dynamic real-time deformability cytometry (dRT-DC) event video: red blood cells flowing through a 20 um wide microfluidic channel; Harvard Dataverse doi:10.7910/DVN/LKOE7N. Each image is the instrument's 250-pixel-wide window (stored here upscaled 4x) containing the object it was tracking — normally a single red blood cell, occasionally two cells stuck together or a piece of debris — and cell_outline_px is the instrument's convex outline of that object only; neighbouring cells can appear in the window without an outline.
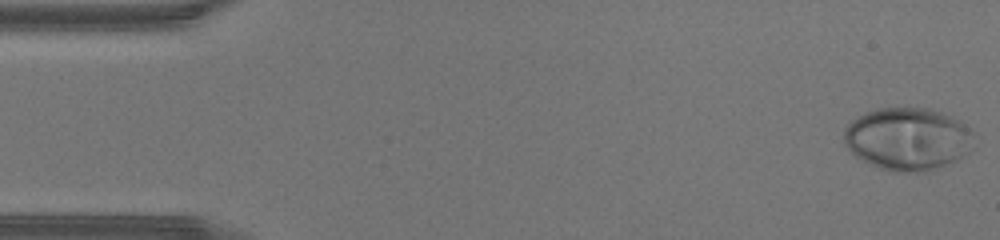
{"species": "human", "species_latin": "Homo sapiens", "temperature_condition": "warm", "stored_images_in_passage": 44, "camera_frame_rate_fps": 3000, "um_per_image_px": 0.085, "donor": {"sex": "male"}, "frame": {"image": 1, "passage_image": 1, "time_ms": 0.0, "image_size_px": [1000, 240], "cell_outline_px": [[972, 132], [968, 152], [956, 160], [932, 172], [892, 172], [880, 168], [856, 156], [844, 144], [844, 132], [848, 124], [852, 120], [868, 112], [880, 108], [928, 108], [952, 116], [960, 120]], "centroid_in_image_um": [77.15, 11.82], "position_along_channel_um": 7.8, "area_um2": 47.16}}
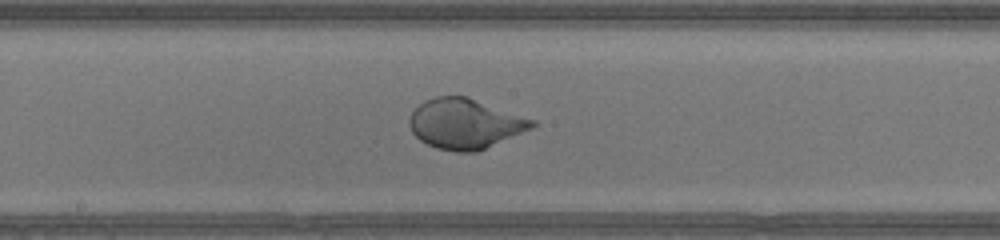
{"frame": {"image": 2, "passage_image": 23, "time_ms": 7.333, "image_size_px": [1000, 240], "cell_outline_px": [[536, 124], [532, 128], [476, 152], [456, 152], [436, 148], [420, 140], [412, 132], [408, 124], [408, 120], [412, 112], [424, 100], [436, 96], [468, 96], [536, 120]], "centroid_in_image_um": [39.52, 10.5], "position_along_channel_um": 208.7, "area_um2": 35.84}}
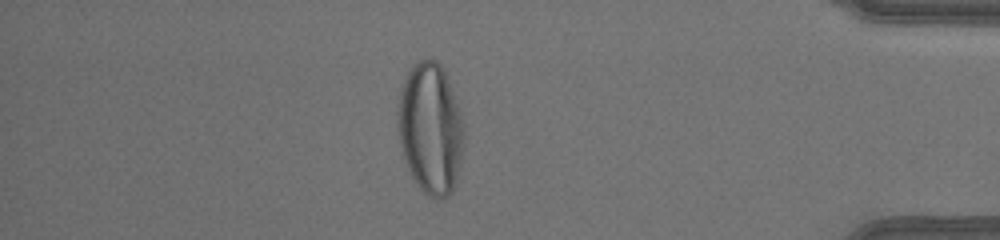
{"frame": {"image": 3, "passage_image": 38, "time_ms": 12.333, "image_size_px": [1000, 240], "cell_outline_px": [[464, 136], [456, 180], [452, 192], [448, 196], [440, 200], [436, 200], [428, 196], [420, 188], [412, 176], [404, 160], [396, 132], [396, 112], [400, 88], [404, 76], [408, 68], [416, 60], [436, 60], [444, 68], [460, 112], [464, 124]], "centroid_in_image_um": [36.54, 10.89], "position_along_channel_um": 398.7, "area_um2": 51.33}}